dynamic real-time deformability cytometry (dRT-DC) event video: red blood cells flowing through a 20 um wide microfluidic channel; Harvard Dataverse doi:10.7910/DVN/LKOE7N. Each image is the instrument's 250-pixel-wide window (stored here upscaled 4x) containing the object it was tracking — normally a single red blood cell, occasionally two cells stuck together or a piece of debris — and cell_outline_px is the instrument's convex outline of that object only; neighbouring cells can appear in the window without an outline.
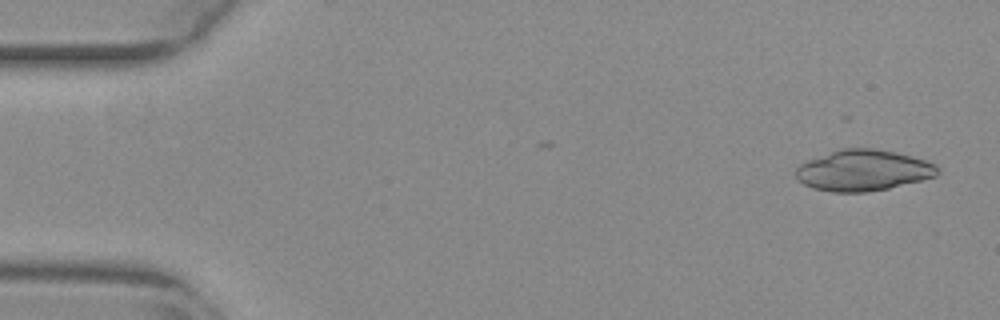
{"species": "common noctule bat (a hibernating species)", "species_latin": "Nyctalus noctula", "temperature_condition": "warm", "stored_images_in_passage": 7, "camera_frame_rate_fps": 3000, "um_per_image_px": 0.085, "animal": {"sex": "female", "body_mass_g": 29.2, "forearm_length_mm": 56.3}, "frame": {"image": 1, "passage_image": 1, "time_ms": 0.0, "image_size_px": [1000, 320], "cell_outline_px": [[940, 172], [936, 176], [888, 188], [864, 192], [832, 192], [812, 188], [804, 184], [796, 176], [796, 168], [800, 164], [808, 160], [844, 148], [872, 148], [896, 152], [912, 156], [936, 164], [940, 168]], "centroid_in_image_um": [73.39, 14.48], "position_along_channel_um": 11.6, "area_um2": 33.58}}